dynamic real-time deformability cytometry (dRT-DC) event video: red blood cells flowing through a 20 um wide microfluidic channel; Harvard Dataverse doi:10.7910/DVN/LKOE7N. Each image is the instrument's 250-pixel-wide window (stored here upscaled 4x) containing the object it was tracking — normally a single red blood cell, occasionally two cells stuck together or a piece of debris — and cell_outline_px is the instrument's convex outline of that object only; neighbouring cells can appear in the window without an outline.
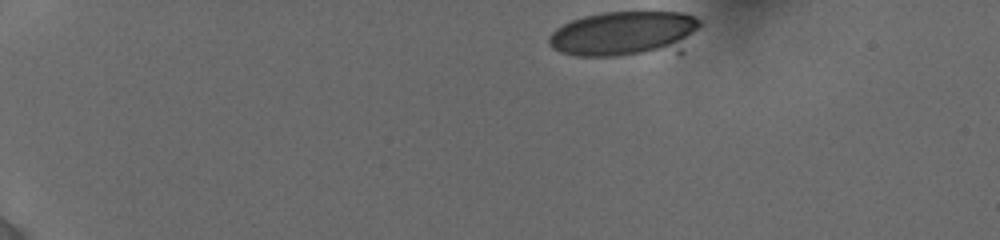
{"species": "human", "species_latin": "Homo sapiens", "temperature_condition": "cold", "stored_images_in_passage": 54, "camera_frame_rate_fps": 3000, "um_per_image_px": 0.085, "donor": {"sex": "female"}, "frame": {"image": 1, "passage_image": 1, "time_ms": 0.0, "image_size_px": [1000, 240], "cell_outline_px": [[700, 24], [680, 52], [616, 56], [572, 56], [560, 52], [552, 48], [548, 44], [548, 36], [556, 28], [572, 20], [584, 16], [604, 12], [680, 12], [696, 16], [700, 20]], "centroid_in_image_um": [53.08, 2.88], "position_along_channel_um": 31.9, "area_um2": 40.23}}
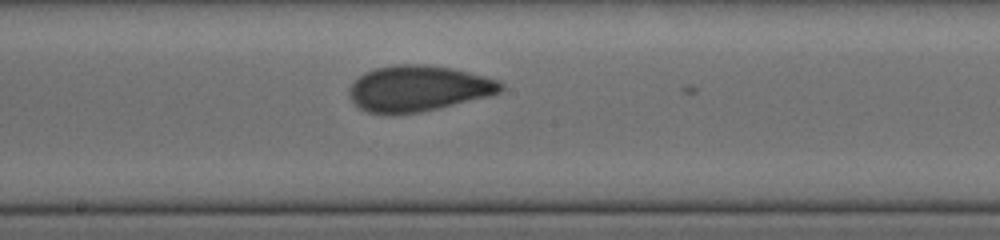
{"frame": {"image": 2, "passage_image": 31, "time_ms": 7.333, "image_size_px": [1000, 240], "cell_outline_px": [[504, 88], [500, 92], [492, 96], [440, 108], [420, 112], [368, 112], [360, 108], [348, 96], [348, 88], [364, 72], [376, 68], [396, 64], [424, 64], [452, 68], [500, 80], [504, 84]], "centroid_in_image_um": [35.61, 7.5], "position_along_channel_um": 212.6, "area_um2": 40.34}}
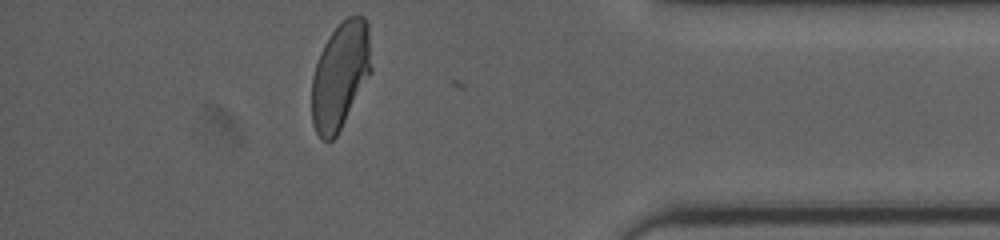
{"frame": {"image": 3, "passage_image": 52, "time_ms": 13.0, "image_size_px": [1000, 240], "cell_outline_px": [[372, 72], [336, 136], [332, 140], [320, 140], [312, 124], [312, 76], [320, 52], [324, 44], [332, 32], [348, 16], [364, 16], [368, 24], [372, 68]], "centroid_in_image_um": [28.93, 6.43], "position_along_channel_um": 406.3, "area_um2": 36.99}, "authors_computed_cell_mechanics": {"area_um2": 40.3444, "velocity_mm_per_s": 3.8353, "shape_relaxation_time_tau1_ms": 5.5402, "shape_relaxation_time_tau2_ms": 1.0991, "deformation_change_tau1": 0.1665, "deformation_change_tau2": 0.052}}